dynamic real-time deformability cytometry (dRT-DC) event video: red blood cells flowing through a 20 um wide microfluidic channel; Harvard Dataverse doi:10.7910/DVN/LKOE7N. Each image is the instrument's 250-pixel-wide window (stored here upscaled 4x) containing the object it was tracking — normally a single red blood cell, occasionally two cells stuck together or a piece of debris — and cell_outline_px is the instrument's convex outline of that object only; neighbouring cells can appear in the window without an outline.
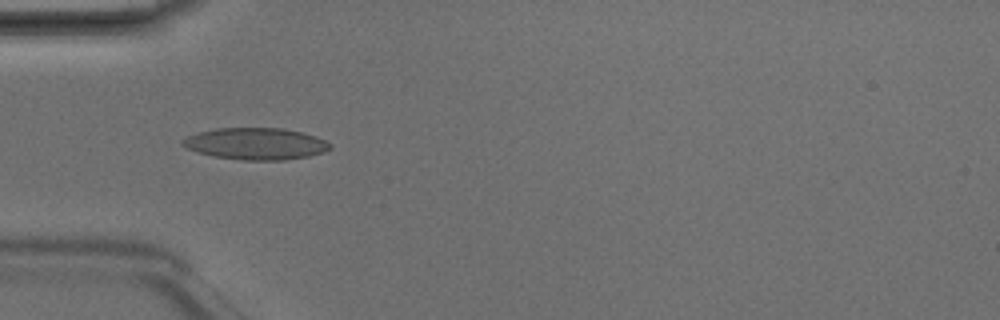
{"species": "Egyptian fruit bat (a non-hibernating species)", "species_latin": "Rousettus aegyptiacus", "temperature_condition": "room temperature", "stored_images_in_passage": 6, "camera_frame_rate_fps": 3000, "um_per_image_px": 0.085, "animal": {"sex": "male"}, "frame": {"image": 1, "passage_image": 4, "time_ms": 1.0, "image_size_px": [1000, 320], "cell_outline_px": [[332, 148], [324, 152], [308, 156], [284, 160], [244, 160], [216, 156], [196, 152], [180, 144], [180, 140], [188, 136], [200, 132], [216, 128], [280, 128], [300, 132], [316, 136], [332, 144]], "centroid_in_image_um": [21.75, 12.22], "position_along_channel_um": 63.3, "area_um2": 27.17}}
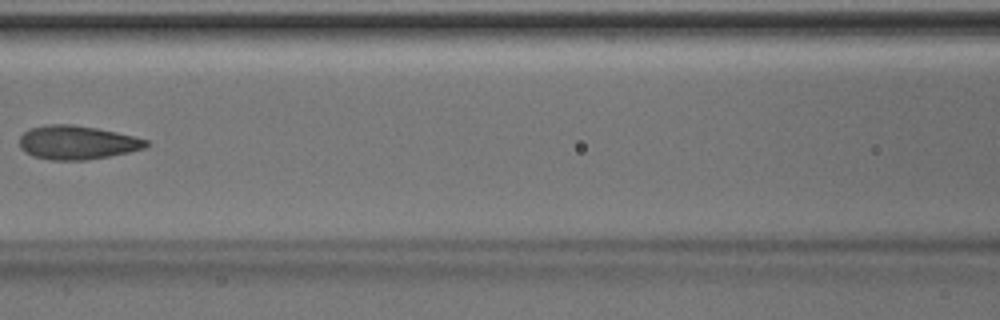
{"frame": {"image": 2, "passage_image": 6, "time_ms": 1.667, "image_size_px": [1000, 320], "cell_outline_px": [[148, 144], [144, 148], [128, 152], [88, 160], [52, 160], [32, 156], [24, 152], [20, 148], [20, 136], [24, 132], [32, 128], [48, 124], [72, 124], [96, 128], [116, 132], [148, 140]], "centroid_in_image_um": [6.52, 12.12], "position_along_channel_um": 160.1, "area_um2": 24.8}}